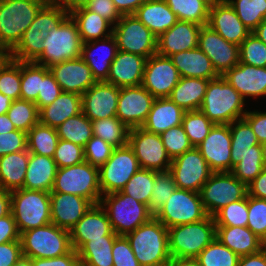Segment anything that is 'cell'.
Here are the masks:
<instances>
[{"instance_id":"cell-71","label":"cell","mask_w":266,"mask_h":266,"mask_svg":"<svg viewBox=\"0 0 266 266\" xmlns=\"http://www.w3.org/2000/svg\"><path fill=\"white\" fill-rule=\"evenodd\" d=\"M11 192L0 188V217L11 213Z\"/></svg>"},{"instance_id":"cell-35","label":"cell","mask_w":266,"mask_h":266,"mask_svg":"<svg viewBox=\"0 0 266 266\" xmlns=\"http://www.w3.org/2000/svg\"><path fill=\"white\" fill-rule=\"evenodd\" d=\"M216 237L239 257L261 250V239L248 227L216 226Z\"/></svg>"},{"instance_id":"cell-52","label":"cell","mask_w":266,"mask_h":266,"mask_svg":"<svg viewBox=\"0 0 266 266\" xmlns=\"http://www.w3.org/2000/svg\"><path fill=\"white\" fill-rule=\"evenodd\" d=\"M182 126L193 147H197L209 134L214 123L200 110L185 111Z\"/></svg>"},{"instance_id":"cell-11","label":"cell","mask_w":266,"mask_h":266,"mask_svg":"<svg viewBox=\"0 0 266 266\" xmlns=\"http://www.w3.org/2000/svg\"><path fill=\"white\" fill-rule=\"evenodd\" d=\"M199 193L207 214L213 217L228 204L244 199L247 185L231 172H213Z\"/></svg>"},{"instance_id":"cell-2","label":"cell","mask_w":266,"mask_h":266,"mask_svg":"<svg viewBox=\"0 0 266 266\" xmlns=\"http://www.w3.org/2000/svg\"><path fill=\"white\" fill-rule=\"evenodd\" d=\"M125 236L141 266H165L169 262L168 228L154 216Z\"/></svg>"},{"instance_id":"cell-56","label":"cell","mask_w":266,"mask_h":266,"mask_svg":"<svg viewBox=\"0 0 266 266\" xmlns=\"http://www.w3.org/2000/svg\"><path fill=\"white\" fill-rule=\"evenodd\" d=\"M163 145L171 159L193 148L182 125L174 126L160 134Z\"/></svg>"},{"instance_id":"cell-66","label":"cell","mask_w":266,"mask_h":266,"mask_svg":"<svg viewBox=\"0 0 266 266\" xmlns=\"http://www.w3.org/2000/svg\"><path fill=\"white\" fill-rule=\"evenodd\" d=\"M22 256L20 241L0 244V266H13Z\"/></svg>"},{"instance_id":"cell-62","label":"cell","mask_w":266,"mask_h":266,"mask_svg":"<svg viewBox=\"0 0 266 266\" xmlns=\"http://www.w3.org/2000/svg\"><path fill=\"white\" fill-rule=\"evenodd\" d=\"M62 92L60 85L49 72L42 80L41 91H39L35 102L38 110L51 104Z\"/></svg>"},{"instance_id":"cell-40","label":"cell","mask_w":266,"mask_h":266,"mask_svg":"<svg viewBox=\"0 0 266 266\" xmlns=\"http://www.w3.org/2000/svg\"><path fill=\"white\" fill-rule=\"evenodd\" d=\"M58 141L57 129L40 123L27 132V150L29 153L53 158Z\"/></svg>"},{"instance_id":"cell-59","label":"cell","mask_w":266,"mask_h":266,"mask_svg":"<svg viewBox=\"0 0 266 266\" xmlns=\"http://www.w3.org/2000/svg\"><path fill=\"white\" fill-rule=\"evenodd\" d=\"M83 149L85 161L99 168L110 158L115 147L103 139L93 136Z\"/></svg>"},{"instance_id":"cell-57","label":"cell","mask_w":266,"mask_h":266,"mask_svg":"<svg viewBox=\"0 0 266 266\" xmlns=\"http://www.w3.org/2000/svg\"><path fill=\"white\" fill-rule=\"evenodd\" d=\"M247 227L260 239L266 235V200L248 195Z\"/></svg>"},{"instance_id":"cell-75","label":"cell","mask_w":266,"mask_h":266,"mask_svg":"<svg viewBox=\"0 0 266 266\" xmlns=\"http://www.w3.org/2000/svg\"><path fill=\"white\" fill-rule=\"evenodd\" d=\"M12 99L0 92V115L6 114L11 106Z\"/></svg>"},{"instance_id":"cell-44","label":"cell","mask_w":266,"mask_h":266,"mask_svg":"<svg viewBox=\"0 0 266 266\" xmlns=\"http://www.w3.org/2000/svg\"><path fill=\"white\" fill-rule=\"evenodd\" d=\"M231 133V171L238 163V158L249 151V147L260 145L250 125L239 119L230 123Z\"/></svg>"},{"instance_id":"cell-47","label":"cell","mask_w":266,"mask_h":266,"mask_svg":"<svg viewBox=\"0 0 266 266\" xmlns=\"http://www.w3.org/2000/svg\"><path fill=\"white\" fill-rule=\"evenodd\" d=\"M157 173L154 170H138L126 183L121 192L149 207Z\"/></svg>"},{"instance_id":"cell-51","label":"cell","mask_w":266,"mask_h":266,"mask_svg":"<svg viewBox=\"0 0 266 266\" xmlns=\"http://www.w3.org/2000/svg\"><path fill=\"white\" fill-rule=\"evenodd\" d=\"M196 259L200 266H238L239 256L215 237Z\"/></svg>"},{"instance_id":"cell-77","label":"cell","mask_w":266,"mask_h":266,"mask_svg":"<svg viewBox=\"0 0 266 266\" xmlns=\"http://www.w3.org/2000/svg\"><path fill=\"white\" fill-rule=\"evenodd\" d=\"M13 266H31V259L22 256Z\"/></svg>"},{"instance_id":"cell-4","label":"cell","mask_w":266,"mask_h":266,"mask_svg":"<svg viewBox=\"0 0 266 266\" xmlns=\"http://www.w3.org/2000/svg\"><path fill=\"white\" fill-rule=\"evenodd\" d=\"M244 99L222 76L209 80L204 100L200 107L214 124H230L243 119L247 113Z\"/></svg>"},{"instance_id":"cell-42","label":"cell","mask_w":266,"mask_h":266,"mask_svg":"<svg viewBox=\"0 0 266 266\" xmlns=\"http://www.w3.org/2000/svg\"><path fill=\"white\" fill-rule=\"evenodd\" d=\"M56 129L59 139L72 142L83 148L94 136L92 122L82 112L68 118Z\"/></svg>"},{"instance_id":"cell-74","label":"cell","mask_w":266,"mask_h":266,"mask_svg":"<svg viewBox=\"0 0 266 266\" xmlns=\"http://www.w3.org/2000/svg\"><path fill=\"white\" fill-rule=\"evenodd\" d=\"M16 130L7 114L0 115V134Z\"/></svg>"},{"instance_id":"cell-23","label":"cell","mask_w":266,"mask_h":266,"mask_svg":"<svg viewBox=\"0 0 266 266\" xmlns=\"http://www.w3.org/2000/svg\"><path fill=\"white\" fill-rule=\"evenodd\" d=\"M48 68L64 92L82 95L96 83L91 69L81 57L63 61Z\"/></svg>"},{"instance_id":"cell-78","label":"cell","mask_w":266,"mask_h":266,"mask_svg":"<svg viewBox=\"0 0 266 266\" xmlns=\"http://www.w3.org/2000/svg\"><path fill=\"white\" fill-rule=\"evenodd\" d=\"M262 148V159H263V164L264 167L266 168V142L260 144Z\"/></svg>"},{"instance_id":"cell-73","label":"cell","mask_w":266,"mask_h":266,"mask_svg":"<svg viewBox=\"0 0 266 266\" xmlns=\"http://www.w3.org/2000/svg\"><path fill=\"white\" fill-rule=\"evenodd\" d=\"M165 266H200L196 258L171 257Z\"/></svg>"},{"instance_id":"cell-68","label":"cell","mask_w":266,"mask_h":266,"mask_svg":"<svg viewBox=\"0 0 266 266\" xmlns=\"http://www.w3.org/2000/svg\"><path fill=\"white\" fill-rule=\"evenodd\" d=\"M247 195L266 200V168L247 185Z\"/></svg>"},{"instance_id":"cell-20","label":"cell","mask_w":266,"mask_h":266,"mask_svg":"<svg viewBox=\"0 0 266 266\" xmlns=\"http://www.w3.org/2000/svg\"><path fill=\"white\" fill-rule=\"evenodd\" d=\"M197 148L213 172H231L230 124H214Z\"/></svg>"},{"instance_id":"cell-70","label":"cell","mask_w":266,"mask_h":266,"mask_svg":"<svg viewBox=\"0 0 266 266\" xmlns=\"http://www.w3.org/2000/svg\"><path fill=\"white\" fill-rule=\"evenodd\" d=\"M116 9L121 15H130L146 1V0H112Z\"/></svg>"},{"instance_id":"cell-25","label":"cell","mask_w":266,"mask_h":266,"mask_svg":"<svg viewBox=\"0 0 266 266\" xmlns=\"http://www.w3.org/2000/svg\"><path fill=\"white\" fill-rule=\"evenodd\" d=\"M201 25L178 20L157 38V54L170 57L174 53L198 47Z\"/></svg>"},{"instance_id":"cell-8","label":"cell","mask_w":266,"mask_h":266,"mask_svg":"<svg viewBox=\"0 0 266 266\" xmlns=\"http://www.w3.org/2000/svg\"><path fill=\"white\" fill-rule=\"evenodd\" d=\"M24 257L55 258L67 254L71 249L70 231L53 223L20 233Z\"/></svg>"},{"instance_id":"cell-30","label":"cell","mask_w":266,"mask_h":266,"mask_svg":"<svg viewBox=\"0 0 266 266\" xmlns=\"http://www.w3.org/2000/svg\"><path fill=\"white\" fill-rule=\"evenodd\" d=\"M184 113L169 97L155 98L141 127L148 132L161 134L174 126L182 125Z\"/></svg>"},{"instance_id":"cell-13","label":"cell","mask_w":266,"mask_h":266,"mask_svg":"<svg viewBox=\"0 0 266 266\" xmlns=\"http://www.w3.org/2000/svg\"><path fill=\"white\" fill-rule=\"evenodd\" d=\"M112 29L118 50L147 59L157 53V37L134 14L122 15Z\"/></svg>"},{"instance_id":"cell-50","label":"cell","mask_w":266,"mask_h":266,"mask_svg":"<svg viewBox=\"0 0 266 266\" xmlns=\"http://www.w3.org/2000/svg\"><path fill=\"white\" fill-rule=\"evenodd\" d=\"M7 116L17 130L28 132L39 123V110L34 102L14 100L7 111Z\"/></svg>"},{"instance_id":"cell-7","label":"cell","mask_w":266,"mask_h":266,"mask_svg":"<svg viewBox=\"0 0 266 266\" xmlns=\"http://www.w3.org/2000/svg\"><path fill=\"white\" fill-rule=\"evenodd\" d=\"M11 205L19 233L52 223L50 192L17 189L11 191Z\"/></svg>"},{"instance_id":"cell-38","label":"cell","mask_w":266,"mask_h":266,"mask_svg":"<svg viewBox=\"0 0 266 266\" xmlns=\"http://www.w3.org/2000/svg\"><path fill=\"white\" fill-rule=\"evenodd\" d=\"M69 16L76 23L83 43L100 40L101 37L105 39L112 35L111 24L99 14L89 11L86 7L74 10L69 13ZM109 27L111 28L109 29Z\"/></svg>"},{"instance_id":"cell-39","label":"cell","mask_w":266,"mask_h":266,"mask_svg":"<svg viewBox=\"0 0 266 266\" xmlns=\"http://www.w3.org/2000/svg\"><path fill=\"white\" fill-rule=\"evenodd\" d=\"M117 236H102L84 243L77 254L80 266H113L112 247Z\"/></svg>"},{"instance_id":"cell-37","label":"cell","mask_w":266,"mask_h":266,"mask_svg":"<svg viewBox=\"0 0 266 266\" xmlns=\"http://www.w3.org/2000/svg\"><path fill=\"white\" fill-rule=\"evenodd\" d=\"M209 80L181 77L169 98L184 111L199 110L207 91Z\"/></svg>"},{"instance_id":"cell-80","label":"cell","mask_w":266,"mask_h":266,"mask_svg":"<svg viewBox=\"0 0 266 266\" xmlns=\"http://www.w3.org/2000/svg\"><path fill=\"white\" fill-rule=\"evenodd\" d=\"M198 1H208L211 5H214V4L220 3L224 0H198Z\"/></svg>"},{"instance_id":"cell-28","label":"cell","mask_w":266,"mask_h":266,"mask_svg":"<svg viewBox=\"0 0 266 266\" xmlns=\"http://www.w3.org/2000/svg\"><path fill=\"white\" fill-rule=\"evenodd\" d=\"M147 58L118 50L105 82L119 88L142 85Z\"/></svg>"},{"instance_id":"cell-41","label":"cell","mask_w":266,"mask_h":266,"mask_svg":"<svg viewBox=\"0 0 266 266\" xmlns=\"http://www.w3.org/2000/svg\"><path fill=\"white\" fill-rule=\"evenodd\" d=\"M49 72L48 67L34 61H21L20 99L35 103L41 91L42 80Z\"/></svg>"},{"instance_id":"cell-31","label":"cell","mask_w":266,"mask_h":266,"mask_svg":"<svg viewBox=\"0 0 266 266\" xmlns=\"http://www.w3.org/2000/svg\"><path fill=\"white\" fill-rule=\"evenodd\" d=\"M170 58L181 77L212 80L220 76L210 58L199 47L174 53Z\"/></svg>"},{"instance_id":"cell-46","label":"cell","mask_w":266,"mask_h":266,"mask_svg":"<svg viewBox=\"0 0 266 266\" xmlns=\"http://www.w3.org/2000/svg\"><path fill=\"white\" fill-rule=\"evenodd\" d=\"M264 168L261 145H254L238 158V163L233 167L231 173L248 185Z\"/></svg>"},{"instance_id":"cell-69","label":"cell","mask_w":266,"mask_h":266,"mask_svg":"<svg viewBox=\"0 0 266 266\" xmlns=\"http://www.w3.org/2000/svg\"><path fill=\"white\" fill-rule=\"evenodd\" d=\"M238 266H266V253L260 250L257 253L240 256Z\"/></svg>"},{"instance_id":"cell-72","label":"cell","mask_w":266,"mask_h":266,"mask_svg":"<svg viewBox=\"0 0 266 266\" xmlns=\"http://www.w3.org/2000/svg\"><path fill=\"white\" fill-rule=\"evenodd\" d=\"M90 0H56L55 3L63 7L68 13L76 9L86 7Z\"/></svg>"},{"instance_id":"cell-6","label":"cell","mask_w":266,"mask_h":266,"mask_svg":"<svg viewBox=\"0 0 266 266\" xmlns=\"http://www.w3.org/2000/svg\"><path fill=\"white\" fill-rule=\"evenodd\" d=\"M99 204L106 211L117 235L125 236L154 216L147 205L121 191L103 195Z\"/></svg>"},{"instance_id":"cell-16","label":"cell","mask_w":266,"mask_h":266,"mask_svg":"<svg viewBox=\"0 0 266 266\" xmlns=\"http://www.w3.org/2000/svg\"><path fill=\"white\" fill-rule=\"evenodd\" d=\"M169 172L177 188L197 193L213 173L197 147L172 159Z\"/></svg>"},{"instance_id":"cell-55","label":"cell","mask_w":266,"mask_h":266,"mask_svg":"<svg viewBox=\"0 0 266 266\" xmlns=\"http://www.w3.org/2000/svg\"><path fill=\"white\" fill-rule=\"evenodd\" d=\"M176 189L177 186L169 171L158 172L155 175L154 188L150 198V205L148 207L149 211L155 215Z\"/></svg>"},{"instance_id":"cell-58","label":"cell","mask_w":266,"mask_h":266,"mask_svg":"<svg viewBox=\"0 0 266 266\" xmlns=\"http://www.w3.org/2000/svg\"><path fill=\"white\" fill-rule=\"evenodd\" d=\"M53 159L57 168L73 166L85 161L84 149L72 142L59 139Z\"/></svg>"},{"instance_id":"cell-10","label":"cell","mask_w":266,"mask_h":266,"mask_svg":"<svg viewBox=\"0 0 266 266\" xmlns=\"http://www.w3.org/2000/svg\"><path fill=\"white\" fill-rule=\"evenodd\" d=\"M48 34L42 44V54L34 61L36 64L50 67L81 57L83 42L77 25L70 16Z\"/></svg>"},{"instance_id":"cell-12","label":"cell","mask_w":266,"mask_h":266,"mask_svg":"<svg viewBox=\"0 0 266 266\" xmlns=\"http://www.w3.org/2000/svg\"><path fill=\"white\" fill-rule=\"evenodd\" d=\"M207 216L200 193L179 188L154 215L167 228L198 222Z\"/></svg>"},{"instance_id":"cell-33","label":"cell","mask_w":266,"mask_h":266,"mask_svg":"<svg viewBox=\"0 0 266 266\" xmlns=\"http://www.w3.org/2000/svg\"><path fill=\"white\" fill-rule=\"evenodd\" d=\"M134 15L158 38L177 21L165 0H146Z\"/></svg>"},{"instance_id":"cell-18","label":"cell","mask_w":266,"mask_h":266,"mask_svg":"<svg viewBox=\"0 0 266 266\" xmlns=\"http://www.w3.org/2000/svg\"><path fill=\"white\" fill-rule=\"evenodd\" d=\"M181 76L170 57L154 54L145 64L142 86L155 98L169 97Z\"/></svg>"},{"instance_id":"cell-19","label":"cell","mask_w":266,"mask_h":266,"mask_svg":"<svg viewBox=\"0 0 266 266\" xmlns=\"http://www.w3.org/2000/svg\"><path fill=\"white\" fill-rule=\"evenodd\" d=\"M198 47L210 58L220 76L239 63V45L226 41L208 25L200 29Z\"/></svg>"},{"instance_id":"cell-24","label":"cell","mask_w":266,"mask_h":266,"mask_svg":"<svg viewBox=\"0 0 266 266\" xmlns=\"http://www.w3.org/2000/svg\"><path fill=\"white\" fill-rule=\"evenodd\" d=\"M92 205L90 200L78 195L50 193L51 222L70 231Z\"/></svg>"},{"instance_id":"cell-76","label":"cell","mask_w":266,"mask_h":266,"mask_svg":"<svg viewBox=\"0 0 266 266\" xmlns=\"http://www.w3.org/2000/svg\"><path fill=\"white\" fill-rule=\"evenodd\" d=\"M253 33L266 44V19L263 20L257 28L253 31Z\"/></svg>"},{"instance_id":"cell-5","label":"cell","mask_w":266,"mask_h":266,"mask_svg":"<svg viewBox=\"0 0 266 266\" xmlns=\"http://www.w3.org/2000/svg\"><path fill=\"white\" fill-rule=\"evenodd\" d=\"M216 237L214 218L208 215L201 221L168 228L171 257L196 258Z\"/></svg>"},{"instance_id":"cell-60","label":"cell","mask_w":266,"mask_h":266,"mask_svg":"<svg viewBox=\"0 0 266 266\" xmlns=\"http://www.w3.org/2000/svg\"><path fill=\"white\" fill-rule=\"evenodd\" d=\"M113 266H141L126 236L118 235L112 247Z\"/></svg>"},{"instance_id":"cell-63","label":"cell","mask_w":266,"mask_h":266,"mask_svg":"<svg viewBox=\"0 0 266 266\" xmlns=\"http://www.w3.org/2000/svg\"><path fill=\"white\" fill-rule=\"evenodd\" d=\"M86 8L102 16L112 26L122 17L112 0H90Z\"/></svg>"},{"instance_id":"cell-79","label":"cell","mask_w":266,"mask_h":266,"mask_svg":"<svg viewBox=\"0 0 266 266\" xmlns=\"http://www.w3.org/2000/svg\"><path fill=\"white\" fill-rule=\"evenodd\" d=\"M261 250L266 253V235L261 239Z\"/></svg>"},{"instance_id":"cell-67","label":"cell","mask_w":266,"mask_h":266,"mask_svg":"<svg viewBox=\"0 0 266 266\" xmlns=\"http://www.w3.org/2000/svg\"><path fill=\"white\" fill-rule=\"evenodd\" d=\"M11 241H20V233L12 212L0 217V244Z\"/></svg>"},{"instance_id":"cell-36","label":"cell","mask_w":266,"mask_h":266,"mask_svg":"<svg viewBox=\"0 0 266 266\" xmlns=\"http://www.w3.org/2000/svg\"><path fill=\"white\" fill-rule=\"evenodd\" d=\"M29 156L23 150L0 157V188L10 192L23 188Z\"/></svg>"},{"instance_id":"cell-22","label":"cell","mask_w":266,"mask_h":266,"mask_svg":"<svg viewBox=\"0 0 266 266\" xmlns=\"http://www.w3.org/2000/svg\"><path fill=\"white\" fill-rule=\"evenodd\" d=\"M102 236L118 235L113 231L104 208L100 204H93L70 230L71 246L77 251L84 243Z\"/></svg>"},{"instance_id":"cell-26","label":"cell","mask_w":266,"mask_h":266,"mask_svg":"<svg viewBox=\"0 0 266 266\" xmlns=\"http://www.w3.org/2000/svg\"><path fill=\"white\" fill-rule=\"evenodd\" d=\"M207 25L226 41L237 45H240L251 34L227 1L212 5L209 9Z\"/></svg>"},{"instance_id":"cell-43","label":"cell","mask_w":266,"mask_h":266,"mask_svg":"<svg viewBox=\"0 0 266 266\" xmlns=\"http://www.w3.org/2000/svg\"><path fill=\"white\" fill-rule=\"evenodd\" d=\"M170 10L178 20L189 21L201 26L207 25L209 9L212 5L208 1L198 0H165Z\"/></svg>"},{"instance_id":"cell-54","label":"cell","mask_w":266,"mask_h":266,"mask_svg":"<svg viewBox=\"0 0 266 266\" xmlns=\"http://www.w3.org/2000/svg\"><path fill=\"white\" fill-rule=\"evenodd\" d=\"M239 62L255 67H266V44L253 32L239 45Z\"/></svg>"},{"instance_id":"cell-34","label":"cell","mask_w":266,"mask_h":266,"mask_svg":"<svg viewBox=\"0 0 266 266\" xmlns=\"http://www.w3.org/2000/svg\"><path fill=\"white\" fill-rule=\"evenodd\" d=\"M56 172L53 158L30 153L23 188L51 192Z\"/></svg>"},{"instance_id":"cell-1","label":"cell","mask_w":266,"mask_h":266,"mask_svg":"<svg viewBox=\"0 0 266 266\" xmlns=\"http://www.w3.org/2000/svg\"><path fill=\"white\" fill-rule=\"evenodd\" d=\"M68 16L69 13L59 4L47 2L7 56L16 61H35L43 52L42 44L49 31L57 28Z\"/></svg>"},{"instance_id":"cell-15","label":"cell","mask_w":266,"mask_h":266,"mask_svg":"<svg viewBox=\"0 0 266 266\" xmlns=\"http://www.w3.org/2000/svg\"><path fill=\"white\" fill-rule=\"evenodd\" d=\"M128 145L132 148L141 169L169 171L172 159L163 145L160 134L148 132L142 127L131 128Z\"/></svg>"},{"instance_id":"cell-49","label":"cell","mask_w":266,"mask_h":266,"mask_svg":"<svg viewBox=\"0 0 266 266\" xmlns=\"http://www.w3.org/2000/svg\"><path fill=\"white\" fill-rule=\"evenodd\" d=\"M227 2L251 32L266 19V0H227Z\"/></svg>"},{"instance_id":"cell-21","label":"cell","mask_w":266,"mask_h":266,"mask_svg":"<svg viewBox=\"0 0 266 266\" xmlns=\"http://www.w3.org/2000/svg\"><path fill=\"white\" fill-rule=\"evenodd\" d=\"M120 88L105 81L96 82L82 97V113L90 120L116 117Z\"/></svg>"},{"instance_id":"cell-27","label":"cell","mask_w":266,"mask_h":266,"mask_svg":"<svg viewBox=\"0 0 266 266\" xmlns=\"http://www.w3.org/2000/svg\"><path fill=\"white\" fill-rule=\"evenodd\" d=\"M222 77L232 85L245 100L246 97L266 96V67L238 63Z\"/></svg>"},{"instance_id":"cell-65","label":"cell","mask_w":266,"mask_h":266,"mask_svg":"<svg viewBox=\"0 0 266 266\" xmlns=\"http://www.w3.org/2000/svg\"><path fill=\"white\" fill-rule=\"evenodd\" d=\"M243 119L250 125L259 144L266 142V112L247 111Z\"/></svg>"},{"instance_id":"cell-17","label":"cell","mask_w":266,"mask_h":266,"mask_svg":"<svg viewBox=\"0 0 266 266\" xmlns=\"http://www.w3.org/2000/svg\"><path fill=\"white\" fill-rule=\"evenodd\" d=\"M155 97L142 85L120 88L116 117L129 129L141 127Z\"/></svg>"},{"instance_id":"cell-14","label":"cell","mask_w":266,"mask_h":266,"mask_svg":"<svg viewBox=\"0 0 266 266\" xmlns=\"http://www.w3.org/2000/svg\"><path fill=\"white\" fill-rule=\"evenodd\" d=\"M140 169L138 160L128 144L116 147L110 158L99 167V185L102 195L121 191Z\"/></svg>"},{"instance_id":"cell-48","label":"cell","mask_w":266,"mask_h":266,"mask_svg":"<svg viewBox=\"0 0 266 266\" xmlns=\"http://www.w3.org/2000/svg\"><path fill=\"white\" fill-rule=\"evenodd\" d=\"M21 61L5 56L0 62V92L13 101L20 99Z\"/></svg>"},{"instance_id":"cell-53","label":"cell","mask_w":266,"mask_h":266,"mask_svg":"<svg viewBox=\"0 0 266 266\" xmlns=\"http://www.w3.org/2000/svg\"><path fill=\"white\" fill-rule=\"evenodd\" d=\"M216 226H240L248 224V195L220 209L214 216Z\"/></svg>"},{"instance_id":"cell-64","label":"cell","mask_w":266,"mask_h":266,"mask_svg":"<svg viewBox=\"0 0 266 266\" xmlns=\"http://www.w3.org/2000/svg\"><path fill=\"white\" fill-rule=\"evenodd\" d=\"M31 266H80L77 251L73 248L64 255L55 258H33Z\"/></svg>"},{"instance_id":"cell-61","label":"cell","mask_w":266,"mask_h":266,"mask_svg":"<svg viewBox=\"0 0 266 266\" xmlns=\"http://www.w3.org/2000/svg\"><path fill=\"white\" fill-rule=\"evenodd\" d=\"M27 150V133L21 130H14L0 134V157Z\"/></svg>"},{"instance_id":"cell-45","label":"cell","mask_w":266,"mask_h":266,"mask_svg":"<svg viewBox=\"0 0 266 266\" xmlns=\"http://www.w3.org/2000/svg\"><path fill=\"white\" fill-rule=\"evenodd\" d=\"M91 122L94 136L103 139L115 148L128 144L130 129L117 117L103 118Z\"/></svg>"},{"instance_id":"cell-9","label":"cell","mask_w":266,"mask_h":266,"mask_svg":"<svg viewBox=\"0 0 266 266\" xmlns=\"http://www.w3.org/2000/svg\"><path fill=\"white\" fill-rule=\"evenodd\" d=\"M50 193L74 194L90 200L93 204H99L102 197L99 168L86 161L73 166L57 168Z\"/></svg>"},{"instance_id":"cell-32","label":"cell","mask_w":266,"mask_h":266,"mask_svg":"<svg viewBox=\"0 0 266 266\" xmlns=\"http://www.w3.org/2000/svg\"><path fill=\"white\" fill-rule=\"evenodd\" d=\"M81 112V95L63 91L51 104L39 110V123L57 128L65 120Z\"/></svg>"},{"instance_id":"cell-3","label":"cell","mask_w":266,"mask_h":266,"mask_svg":"<svg viewBox=\"0 0 266 266\" xmlns=\"http://www.w3.org/2000/svg\"><path fill=\"white\" fill-rule=\"evenodd\" d=\"M45 0H0V50L6 55L19 43Z\"/></svg>"},{"instance_id":"cell-29","label":"cell","mask_w":266,"mask_h":266,"mask_svg":"<svg viewBox=\"0 0 266 266\" xmlns=\"http://www.w3.org/2000/svg\"><path fill=\"white\" fill-rule=\"evenodd\" d=\"M97 47L103 53L98 58L96 56L99 52L95 54ZM117 51V42L113 35L105 39L93 40L82 44L81 58L91 69L92 76L96 82L107 80L111 63L115 59Z\"/></svg>"}]
</instances>
